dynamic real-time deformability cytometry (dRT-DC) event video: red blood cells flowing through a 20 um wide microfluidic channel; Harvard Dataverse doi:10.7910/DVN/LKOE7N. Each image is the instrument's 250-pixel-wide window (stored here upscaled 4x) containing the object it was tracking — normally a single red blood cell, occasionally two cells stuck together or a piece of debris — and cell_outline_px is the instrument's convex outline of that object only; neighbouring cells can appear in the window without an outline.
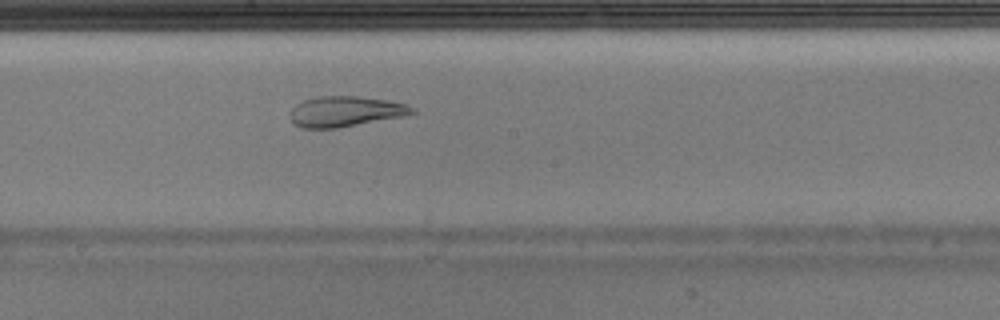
{"species": "Egyptian fruit bat (a non-hibernating species)", "species_latin": "Rousettus aegyptiacus", "temperature_condition": "warm", "stored_images_in_passage": 39, "camera_frame_rate_fps": 3000, "um_per_image_px": 0.085, "animal": {"sex": "male"}, "frame": {"image": 1, "passage_image": 23, "time_ms": 7.333, "image_size_px": [1000, 320], "cell_outline_px": [[416, 112], [400, 116], [336, 128], [304, 128], [296, 124], [292, 120], [292, 108], [296, 104], [304, 100], [320, 96], [356, 96], [384, 100], [408, 104], [416, 108]], "centroid_in_image_um": [29.36, 9.46], "position_along_channel_um": 218.8, "area_um2": 21.1}}